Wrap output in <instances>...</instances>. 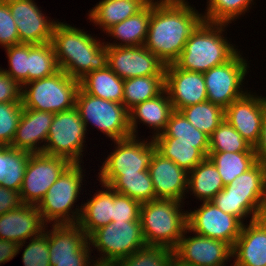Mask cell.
<instances>
[{"label":"cell","mask_w":266,"mask_h":266,"mask_svg":"<svg viewBox=\"0 0 266 266\" xmlns=\"http://www.w3.org/2000/svg\"><path fill=\"white\" fill-rule=\"evenodd\" d=\"M150 0H101L87 13L94 25L105 32L138 13Z\"/></svg>","instance_id":"cell-29"},{"label":"cell","mask_w":266,"mask_h":266,"mask_svg":"<svg viewBox=\"0 0 266 266\" xmlns=\"http://www.w3.org/2000/svg\"><path fill=\"white\" fill-rule=\"evenodd\" d=\"M59 70L51 42L28 44V82L51 76Z\"/></svg>","instance_id":"cell-36"},{"label":"cell","mask_w":266,"mask_h":266,"mask_svg":"<svg viewBox=\"0 0 266 266\" xmlns=\"http://www.w3.org/2000/svg\"><path fill=\"white\" fill-rule=\"evenodd\" d=\"M83 167L81 163H71L49 187L44 198L37 205L46 225L78 223L82 204L73 208L75 202L77 203V198L81 197L79 194H81L82 182L86 175Z\"/></svg>","instance_id":"cell-6"},{"label":"cell","mask_w":266,"mask_h":266,"mask_svg":"<svg viewBox=\"0 0 266 266\" xmlns=\"http://www.w3.org/2000/svg\"><path fill=\"white\" fill-rule=\"evenodd\" d=\"M20 44L17 25L13 19L7 0H0V47Z\"/></svg>","instance_id":"cell-45"},{"label":"cell","mask_w":266,"mask_h":266,"mask_svg":"<svg viewBox=\"0 0 266 266\" xmlns=\"http://www.w3.org/2000/svg\"><path fill=\"white\" fill-rule=\"evenodd\" d=\"M187 211L188 234L195 232L204 237L222 240L231 247L241 233L243 223L235 216L223 212L211 201H205L199 208Z\"/></svg>","instance_id":"cell-15"},{"label":"cell","mask_w":266,"mask_h":266,"mask_svg":"<svg viewBox=\"0 0 266 266\" xmlns=\"http://www.w3.org/2000/svg\"><path fill=\"white\" fill-rule=\"evenodd\" d=\"M202 21V13L187 0H151V17L144 46L165 65L172 64Z\"/></svg>","instance_id":"cell-1"},{"label":"cell","mask_w":266,"mask_h":266,"mask_svg":"<svg viewBox=\"0 0 266 266\" xmlns=\"http://www.w3.org/2000/svg\"><path fill=\"white\" fill-rule=\"evenodd\" d=\"M150 17L151 0L135 15L110 27L105 33L115 40L112 43L104 41V44L115 47L144 45Z\"/></svg>","instance_id":"cell-27"},{"label":"cell","mask_w":266,"mask_h":266,"mask_svg":"<svg viewBox=\"0 0 266 266\" xmlns=\"http://www.w3.org/2000/svg\"><path fill=\"white\" fill-rule=\"evenodd\" d=\"M242 54L239 49L225 64L203 73L209 102L225 109L249 91L250 88H245L243 82L249 73L250 63Z\"/></svg>","instance_id":"cell-12"},{"label":"cell","mask_w":266,"mask_h":266,"mask_svg":"<svg viewBox=\"0 0 266 266\" xmlns=\"http://www.w3.org/2000/svg\"><path fill=\"white\" fill-rule=\"evenodd\" d=\"M232 260L230 266H266V224L261 219L243 224Z\"/></svg>","instance_id":"cell-22"},{"label":"cell","mask_w":266,"mask_h":266,"mask_svg":"<svg viewBox=\"0 0 266 266\" xmlns=\"http://www.w3.org/2000/svg\"><path fill=\"white\" fill-rule=\"evenodd\" d=\"M88 242L91 251L99 253L98 258L94 255L95 263L109 265L146 246L140 221H113L93 231Z\"/></svg>","instance_id":"cell-8"},{"label":"cell","mask_w":266,"mask_h":266,"mask_svg":"<svg viewBox=\"0 0 266 266\" xmlns=\"http://www.w3.org/2000/svg\"><path fill=\"white\" fill-rule=\"evenodd\" d=\"M211 202L243 224L247 217V222L260 219L266 213V166L257 162L224 186Z\"/></svg>","instance_id":"cell-4"},{"label":"cell","mask_w":266,"mask_h":266,"mask_svg":"<svg viewBox=\"0 0 266 266\" xmlns=\"http://www.w3.org/2000/svg\"><path fill=\"white\" fill-rule=\"evenodd\" d=\"M79 87L91 96L123 104L124 79L108 66L86 74L79 80Z\"/></svg>","instance_id":"cell-31"},{"label":"cell","mask_w":266,"mask_h":266,"mask_svg":"<svg viewBox=\"0 0 266 266\" xmlns=\"http://www.w3.org/2000/svg\"><path fill=\"white\" fill-rule=\"evenodd\" d=\"M170 266H181V265H179V264L174 260V262H173Z\"/></svg>","instance_id":"cell-54"},{"label":"cell","mask_w":266,"mask_h":266,"mask_svg":"<svg viewBox=\"0 0 266 266\" xmlns=\"http://www.w3.org/2000/svg\"><path fill=\"white\" fill-rule=\"evenodd\" d=\"M102 190H97L87 202L82 204L78 221L80 228L89 236L98 228L113 222V201L115 191L108 185L100 184Z\"/></svg>","instance_id":"cell-26"},{"label":"cell","mask_w":266,"mask_h":266,"mask_svg":"<svg viewBox=\"0 0 266 266\" xmlns=\"http://www.w3.org/2000/svg\"><path fill=\"white\" fill-rule=\"evenodd\" d=\"M165 64L144 45L108 46V67L120 78L165 75Z\"/></svg>","instance_id":"cell-16"},{"label":"cell","mask_w":266,"mask_h":266,"mask_svg":"<svg viewBox=\"0 0 266 266\" xmlns=\"http://www.w3.org/2000/svg\"><path fill=\"white\" fill-rule=\"evenodd\" d=\"M87 130L79 112L73 109L55 113L43 153L63 157L71 163H83Z\"/></svg>","instance_id":"cell-11"},{"label":"cell","mask_w":266,"mask_h":266,"mask_svg":"<svg viewBox=\"0 0 266 266\" xmlns=\"http://www.w3.org/2000/svg\"><path fill=\"white\" fill-rule=\"evenodd\" d=\"M22 113V102L0 103V146L12 144Z\"/></svg>","instance_id":"cell-44"},{"label":"cell","mask_w":266,"mask_h":266,"mask_svg":"<svg viewBox=\"0 0 266 266\" xmlns=\"http://www.w3.org/2000/svg\"><path fill=\"white\" fill-rule=\"evenodd\" d=\"M83 30L57 20L51 40L59 69L78 81L108 66V46Z\"/></svg>","instance_id":"cell-2"},{"label":"cell","mask_w":266,"mask_h":266,"mask_svg":"<svg viewBox=\"0 0 266 266\" xmlns=\"http://www.w3.org/2000/svg\"><path fill=\"white\" fill-rule=\"evenodd\" d=\"M108 186L117 193L140 203L156 199L149 171H141L138 174H118Z\"/></svg>","instance_id":"cell-35"},{"label":"cell","mask_w":266,"mask_h":266,"mask_svg":"<svg viewBox=\"0 0 266 266\" xmlns=\"http://www.w3.org/2000/svg\"><path fill=\"white\" fill-rule=\"evenodd\" d=\"M173 110L207 101L205 79L202 72L182 70L174 63L165 66V86Z\"/></svg>","instance_id":"cell-19"},{"label":"cell","mask_w":266,"mask_h":266,"mask_svg":"<svg viewBox=\"0 0 266 266\" xmlns=\"http://www.w3.org/2000/svg\"><path fill=\"white\" fill-rule=\"evenodd\" d=\"M140 139L139 136H130L112 142L116 146L99 169L97 180L100 184L108 185L118 174L148 171L157 147L152 138Z\"/></svg>","instance_id":"cell-10"},{"label":"cell","mask_w":266,"mask_h":266,"mask_svg":"<svg viewBox=\"0 0 266 266\" xmlns=\"http://www.w3.org/2000/svg\"><path fill=\"white\" fill-rule=\"evenodd\" d=\"M22 86L0 67V103L21 102Z\"/></svg>","instance_id":"cell-47"},{"label":"cell","mask_w":266,"mask_h":266,"mask_svg":"<svg viewBox=\"0 0 266 266\" xmlns=\"http://www.w3.org/2000/svg\"><path fill=\"white\" fill-rule=\"evenodd\" d=\"M173 262L174 250L160 246H145L118 260L113 266H170Z\"/></svg>","instance_id":"cell-41"},{"label":"cell","mask_w":266,"mask_h":266,"mask_svg":"<svg viewBox=\"0 0 266 266\" xmlns=\"http://www.w3.org/2000/svg\"><path fill=\"white\" fill-rule=\"evenodd\" d=\"M228 26L202 21L191 33L174 64L182 70L202 73L225 64L238 52V47L224 37Z\"/></svg>","instance_id":"cell-3"},{"label":"cell","mask_w":266,"mask_h":266,"mask_svg":"<svg viewBox=\"0 0 266 266\" xmlns=\"http://www.w3.org/2000/svg\"><path fill=\"white\" fill-rule=\"evenodd\" d=\"M53 117L54 113L51 112L23 108V113L10 147L31 154L43 153Z\"/></svg>","instance_id":"cell-21"},{"label":"cell","mask_w":266,"mask_h":266,"mask_svg":"<svg viewBox=\"0 0 266 266\" xmlns=\"http://www.w3.org/2000/svg\"><path fill=\"white\" fill-rule=\"evenodd\" d=\"M18 243L0 239V265L7 263L18 255Z\"/></svg>","instance_id":"cell-50"},{"label":"cell","mask_w":266,"mask_h":266,"mask_svg":"<svg viewBox=\"0 0 266 266\" xmlns=\"http://www.w3.org/2000/svg\"><path fill=\"white\" fill-rule=\"evenodd\" d=\"M209 152H255L225 119L209 137Z\"/></svg>","instance_id":"cell-39"},{"label":"cell","mask_w":266,"mask_h":266,"mask_svg":"<svg viewBox=\"0 0 266 266\" xmlns=\"http://www.w3.org/2000/svg\"><path fill=\"white\" fill-rule=\"evenodd\" d=\"M257 162L266 166V110L262 120V128L259 142L254 147Z\"/></svg>","instance_id":"cell-51"},{"label":"cell","mask_w":266,"mask_h":266,"mask_svg":"<svg viewBox=\"0 0 266 266\" xmlns=\"http://www.w3.org/2000/svg\"><path fill=\"white\" fill-rule=\"evenodd\" d=\"M48 230L50 259L74 258L88 245V236L76 224H52Z\"/></svg>","instance_id":"cell-25"},{"label":"cell","mask_w":266,"mask_h":266,"mask_svg":"<svg viewBox=\"0 0 266 266\" xmlns=\"http://www.w3.org/2000/svg\"><path fill=\"white\" fill-rule=\"evenodd\" d=\"M173 111L171 101L165 89L156 97L136 105L129 111V126L132 136L138 137L139 130L137 128L140 123L147 125L149 129L151 127L153 135H150L151 138L158 136L165 130Z\"/></svg>","instance_id":"cell-24"},{"label":"cell","mask_w":266,"mask_h":266,"mask_svg":"<svg viewBox=\"0 0 266 266\" xmlns=\"http://www.w3.org/2000/svg\"><path fill=\"white\" fill-rule=\"evenodd\" d=\"M28 243L27 245H25ZM25 246L22 253L24 266H51L48 248V225L37 237L31 238L29 242L24 241L18 245L17 253Z\"/></svg>","instance_id":"cell-42"},{"label":"cell","mask_w":266,"mask_h":266,"mask_svg":"<svg viewBox=\"0 0 266 266\" xmlns=\"http://www.w3.org/2000/svg\"><path fill=\"white\" fill-rule=\"evenodd\" d=\"M260 219L266 224V213Z\"/></svg>","instance_id":"cell-52"},{"label":"cell","mask_w":266,"mask_h":266,"mask_svg":"<svg viewBox=\"0 0 266 266\" xmlns=\"http://www.w3.org/2000/svg\"><path fill=\"white\" fill-rule=\"evenodd\" d=\"M156 199L184 202L187 197L188 172L157 150L149 166ZM186 195V196H185Z\"/></svg>","instance_id":"cell-20"},{"label":"cell","mask_w":266,"mask_h":266,"mask_svg":"<svg viewBox=\"0 0 266 266\" xmlns=\"http://www.w3.org/2000/svg\"><path fill=\"white\" fill-rule=\"evenodd\" d=\"M94 266H113V265H109V264H95Z\"/></svg>","instance_id":"cell-53"},{"label":"cell","mask_w":266,"mask_h":266,"mask_svg":"<svg viewBox=\"0 0 266 266\" xmlns=\"http://www.w3.org/2000/svg\"><path fill=\"white\" fill-rule=\"evenodd\" d=\"M79 81L63 70L51 76L28 82L22 86L23 108L51 113L73 109Z\"/></svg>","instance_id":"cell-7"},{"label":"cell","mask_w":266,"mask_h":266,"mask_svg":"<svg viewBox=\"0 0 266 266\" xmlns=\"http://www.w3.org/2000/svg\"><path fill=\"white\" fill-rule=\"evenodd\" d=\"M141 203L130 197L117 193L113 201V221H140Z\"/></svg>","instance_id":"cell-46"},{"label":"cell","mask_w":266,"mask_h":266,"mask_svg":"<svg viewBox=\"0 0 266 266\" xmlns=\"http://www.w3.org/2000/svg\"><path fill=\"white\" fill-rule=\"evenodd\" d=\"M155 137H172L176 142L209 143V136L195 128L180 111H173L165 130Z\"/></svg>","instance_id":"cell-40"},{"label":"cell","mask_w":266,"mask_h":266,"mask_svg":"<svg viewBox=\"0 0 266 266\" xmlns=\"http://www.w3.org/2000/svg\"><path fill=\"white\" fill-rule=\"evenodd\" d=\"M206 10L202 13L203 21L231 24L232 21L246 15L254 0H206Z\"/></svg>","instance_id":"cell-38"},{"label":"cell","mask_w":266,"mask_h":266,"mask_svg":"<svg viewBox=\"0 0 266 266\" xmlns=\"http://www.w3.org/2000/svg\"><path fill=\"white\" fill-rule=\"evenodd\" d=\"M187 233L188 227L174 249V260L179 265L226 266L232 261V247L225 241L204 237L195 232L188 236Z\"/></svg>","instance_id":"cell-14"},{"label":"cell","mask_w":266,"mask_h":266,"mask_svg":"<svg viewBox=\"0 0 266 266\" xmlns=\"http://www.w3.org/2000/svg\"><path fill=\"white\" fill-rule=\"evenodd\" d=\"M30 154L10 146H0L1 186L20 192Z\"/></svg>","instance_id":"cell-32"},{"label":"cell","mask_w":266,"mask_h":266,"mask_svg":"<svg viewBox=\"0 0 266 266\" xmlns=\"http://www.w3.org/2000/svg\"><path fill=\"white\" fill-rule=\"evenodd\" d=\"M8 58L7 68H1L20 86L28 83V44L20 43L4 48Z\"/></svg>","instance_id":"cell-43"},{"label":"cell","mask_w":266,"mask_h":266,"mask_svg":"<svg viewBox=\"0 0 266 266\" xmlns=\"http://www.w3.org/2000/svg\"><path fill=\"white\" fill-rule=\"evenodd\" d=\"M91 247L88 245L74 258L50 259L51 266H94V256L91 255ZM92 258V259H91Z\"/></svg>","instance_id":"cell-49"},{"label":"cell","mask_w":266,"mask_h":266,"mask_svg":"<svg viewBox=\"0 0 266 266\" xmlns=\"http://www.w3.org/2000/svg\"><path fill=\"white\" fill-rule=\"evenodd\" d=\"M23 205L20 192L0 185V216Z\"/></svg>","instance_id":"cell-48"},{"label":"cell","mask_w":266,"mask_h":266,"mask_svg":"<svg viewBox=\"0 0 266 266\" xmlns=\"http://www.w3.org/2000/svg\"><path fill=\"white\" fill-rule=\"evenodd\" d=\"M70 164L71 162L63 157L44 153L30 154L20 189L23 203L38 205L49 187Z\"/></svg>","instance_id":"cell-13"},{"label":"cell","mask_w":266,"mask_h":266,"mask_svg":"<svg viewBox=\"0 0 266 266\" xmlns=\"http://www.w3.org/2000/svg\"><path fill=\"white\" fill-rule=\"evenodd\" d=\"M75 108L87 131L89 125L94 126L112 141L132 136L129 111L123 104L91 96L79 87Z\"/></svg>","instance_id":"cell-9"},{"label":"cell","mask_w":266,"mask_h":266,"mask_svg":"<svg viewBox=\"0 0 266 266\" xmlns=\"http://www.w3.org/2000/svg\"><path fill=\"white\" fill-rule=\"evenodd\" d=\"M165 86V75L140 76L124 80L123 105L133 107L159 95Z\"/></svg>","instance_id":"cell-33"},{"label":"cell","mask_w":266,"mask_h":266,"mask_svg":"<svg viewBox=\"0 0 266 266\" xmlns=\"http://www.w3.org/2000/svg\"><path fill=\"white\" fill-rule=\"evenodd\" d=\"M208 157L217 167L224 186L257 163L255 152H209Z\"/></svg>","instance_id":"cell-34"},{"label":"cell","mask_w":266,"mask_h":266,"mask_svg":"<svg viewBox=\"0 0 266 266\" xmlns=\"http://www.w3.org/2000/svg\"><path fill=\"white\" fill-rule=\"evenodd\" d=\"M223 188L218 169L209 157L188 173L187 194L191 192L201 202L211 201Z\"/></svg>","instance_id":"cell-30"},{"label":"cell","mask_w":266,"mask_h":266,"mask_svg":"<svg viewBox=\"0 0 266 266\" xmlns=\"http://www.w3.org/2000/svg\"><path fill=\"white\" fill-rule=\"evenodd\" d=\"M185 202L154 199L141 203L140 223L146 246H160L174 250L187 227ZM183 210V211H182Z\"/></svg>","instance_id":"cell-5"},{"label":"cell","mask_w":266,"mask_h":266,"mask_svg":"<svg viewBox=\"0 0 266 266\" xmlns=\"http://www.w3.org/2000/svg\"><path fill=\"white\" fill-rule=\"evenodd\" d=\"M265 110L266 96L249 90L224 109V119L254 148L260 139Z\"/></svg>","instance_id":"cell-17"},{"label":"cell","mask_w":266,"mask_h":266,"mask_svg":"<svg viewBox=\"0 0 266 266\" xmlns=\"http://www.w3.org/2000/svg\"><path fill=\"white\" fill-rule=\"evenodd\" d=\"M180 112L195 128L209 137L224 120V109L208 100L184 107Z\"/></svg>","instance_id":"cell-37"},{"label":"cell","mask_w":266,"mask_h":266,"mask_svg":"<svg viewBox=\"0 0 266 266\" xmlns=\"http://www.w3.org/2000/svg\"><path fill=\"white\" fill-rule=\"evenodd\" d=\"M45 226L37 205L24 204L0 216V239L20 244L39 236Z\"/></svg>","instance_id":"cell-23"},{"label":"cell","mask_w":266,"mask_h":266,"mask_svg":"<svg viewBox=\"0 0 266 266\" xmlns=\"http://www.w3.org/2000/svg\"><path fill=\"white\" fill-rule=\"evenodd\" d=\"M152 139L161 155L172 160L188 173L208 157L209 143L176 142V138L172 137H154Z\"/></svg>","instance_id":"cell-28"},{"label":"cell","mask_w":266,"mask_h":266,"mask_svg":"<svg viewBox=\"0 0 266 266\" xmlns=\"http://www.w3.org/2000/svg\"><path fill=\"white\" fill-rule=\"evenodd\" d=\"M7 4L17 25L20 43L51 42L57 19L55 21L45 16L34 0H7Z\"/></svg>","instance_id":"cell-18"}]
</instances>
